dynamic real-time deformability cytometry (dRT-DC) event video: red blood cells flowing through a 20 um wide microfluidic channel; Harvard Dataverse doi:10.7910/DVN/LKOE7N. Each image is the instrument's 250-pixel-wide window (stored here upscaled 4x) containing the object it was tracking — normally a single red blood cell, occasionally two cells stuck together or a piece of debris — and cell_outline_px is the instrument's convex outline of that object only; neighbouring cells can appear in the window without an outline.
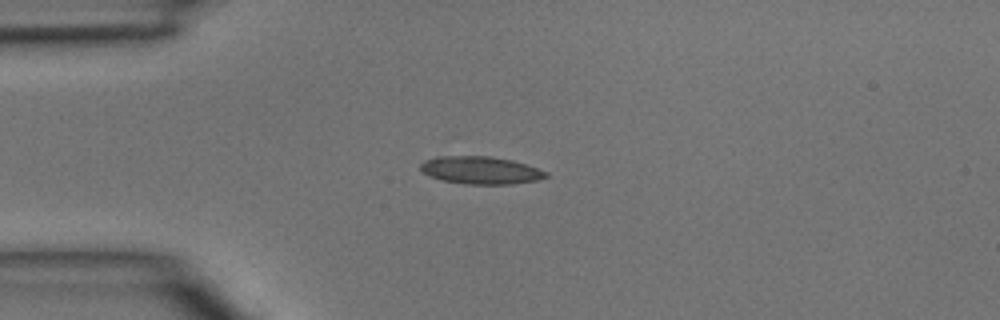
{"species": "common noctule bat (a hibernating species)", "species_latin": "Nyctalus noctula", "temperature_condition": "room temperature", "stored_images_in_passage": 44, "camera_frame_rate_fps": 3000, "um_per_image_px": 0.085, "animal": {"sex": "male", "body_mass_g": 15.6}, "frame": {"image": 1, "passage_image": 10, "time_ms": 3.0, "image_size_px": [1000, 320], "cell_outline_px": [[548, 176], [536, 180], [512, 184], [464, 184], [440, 180], [424, 172], [420, 168], [420, 164], [424, 160], [436, 156], [492, 156], [512, 160], [548, 172]], "centroid_in_image_um": [40.83, 14.46], "position_along_channel_um": 44.2, "area_um2": 20.11}}
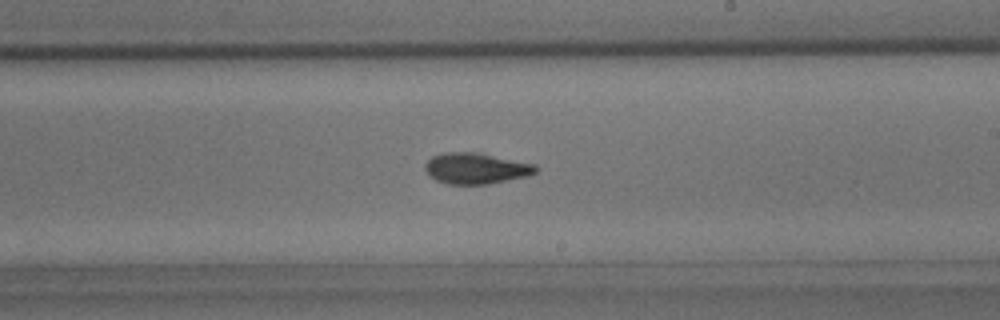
{"frame": {"image": 2, "passage_image": 25, "time_ms": 8.0, "image_size_px": [1000, 320], "cell_outline_px": [[536, 172], [528, 176], [488, 184], [448, 184], [436, 180], [428, 176], [424, 168], [424, 164], [432, 156], [444, 152], [476, 152], [536, 164]], "centroid_in_image_um": [40.42, 14.31], "position_along_channel_um": 248.6, "area_um2": 20.06}}
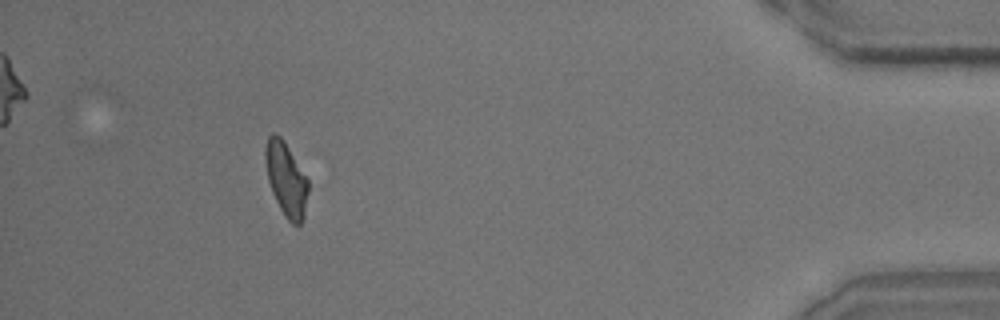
{"frame": {"image": 3, "passage_image": 40, "time_ms": 13.0, "image_size_px": [1000, 320], "cell_outline_px": [[308, 192], [304, 216], [300, 224], [292, 224], [284, 216], [272, 192], [268, 180], [264, 160], [264, 148], [268, 136], [272, 132], [276, 132], [280, 136], [288, 148], [308, 180]], "centroid_in_image_um": [24.29, 15.22], "position_along_channel_um": 410.9, "area_um2": 18.32}}